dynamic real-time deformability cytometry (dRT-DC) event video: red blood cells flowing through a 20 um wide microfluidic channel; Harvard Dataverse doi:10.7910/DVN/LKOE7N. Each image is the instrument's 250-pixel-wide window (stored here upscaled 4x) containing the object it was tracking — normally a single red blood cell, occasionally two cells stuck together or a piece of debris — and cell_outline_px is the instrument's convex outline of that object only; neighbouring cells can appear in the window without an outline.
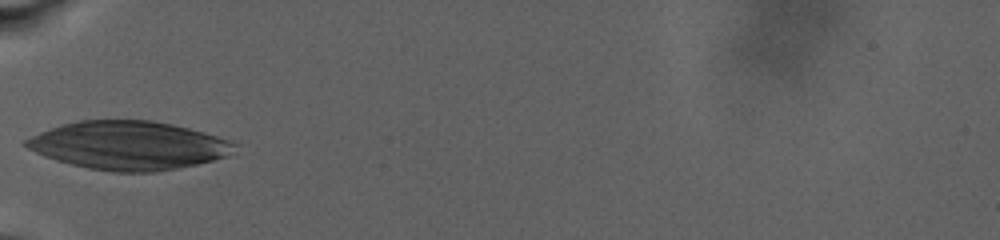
{"species": "human", "species_latin": "Homo sapiens", "temperature_condition": "warm", "stored_images_in_passage": 51, "camera_frame_rate_fps": 3000, "um_per_image_px": 0.085, "donor": {"sex": "male"}, "frame": {"image": 1, "passage_image": 1, "time_ms": 0.0, "image_size_px": [1000, 240], "cell_outline_px": [[240, 144], [228, 156], [180, 168], [152, 172], [112, 172], [88, 168], [56, 160], [44, 156], [28, 148], [24, 144], [24, 140], [40, 132], [64, 124], [80, 120], [152, 120], [172, 124], [204, 132]], "centroid_in_image_um": [10.96, 12.36], "position_along_channel_um": 74.0, "area_um2": 58.61}}
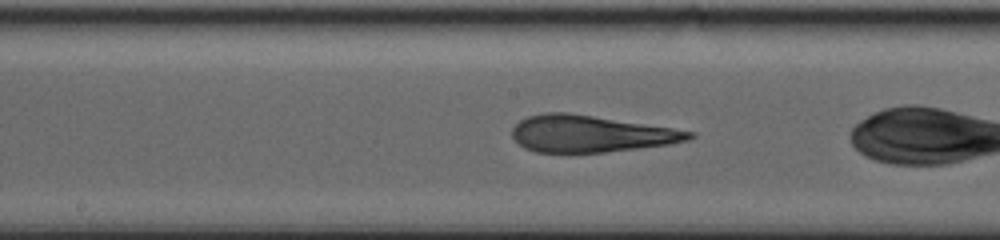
{"frame": {"image": 2, "passage_image": 19, "time_ms": 3.667, "image_size_px": [1000, 240], "cell_outline_px": [[696, 136], [688, 140], [668, 144], [640, 148], [604, 152], [536, 152], [524, 148], [512, 136], [512, 128], [520, 120], [528, 116], [548, 112], [568, 112], [672, 128], [696, 132]], "centroid_in_image_um": [50.19, 11.37], "position_along_channel_um": 198.0, "area_um2": 37.69}}
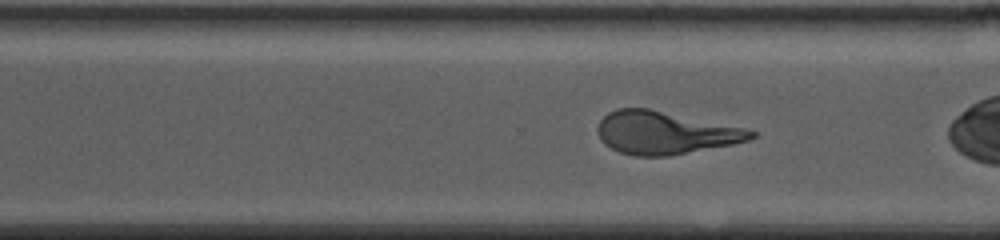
{"frame": {"image": 3, "passage_image": 41, "time_ms": 8.0, "image_size_px": [1000, 240], "cell_outline_px": [[756, 136], [748, 140], [732, 144], [668, 156], [636, 156], [620, 152], [604, 144], [600, 140], [596, 128], [600, 120], [608, 112], [616, 108], [648, 108], [740, 128], [756, 132]], "centroid_in_image_um": [56.43, 11.29], "position_along_channel_um": 314.2, "area_um2": 37.63}}